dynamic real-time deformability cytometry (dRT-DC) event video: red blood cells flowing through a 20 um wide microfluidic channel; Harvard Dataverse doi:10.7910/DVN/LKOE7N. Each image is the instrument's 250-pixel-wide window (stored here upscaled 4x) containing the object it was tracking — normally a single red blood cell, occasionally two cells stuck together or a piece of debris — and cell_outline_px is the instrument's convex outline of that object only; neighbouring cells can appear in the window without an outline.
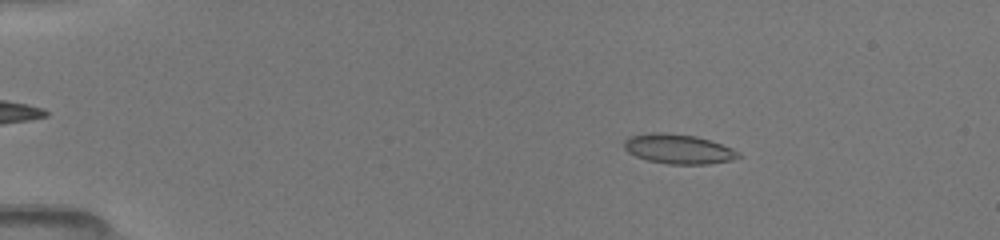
{"species": "common noctule bat (a hibernating species)", "species_latin": "Nyctalus noctula", "temperature_condition": "room temperature", "stored_images_in_passage": 51, "camera_frame_rate_fps": 3000, "um_per_image_px": 0.085, "animal": {"sex": "female", "body_mass_g": 19.5, "forearm_length_mm": 54.1}, "frame": {"image": 1, "passage_image": 9, "time_ms": 2.667, "image_size_px": [1000, 240], "cell_outline_px": [[740, 156], [732, 160], [708, 164], [668, 164], [648, 160], [636, 156], [628, 152], [624, 148], [624, 140], [632, 136], [648, 132], [664, 132], [696, 136], [732, 148], [740, 152]], "centroid_in_image_um": [57.65, 12.66], "position_along_channel_um": 27.3, "area_um2": 19.65}}
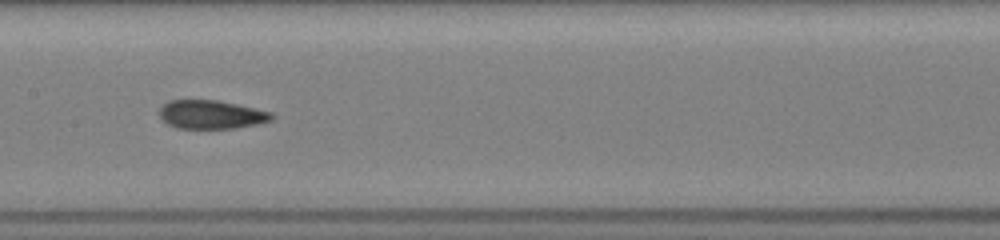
{"frame": {"image": 2, "passage_image": 27, "time_ms": 8.667, "image_size_px": [1000, 240], "cell_outline_px": [[276, 116], [272, 120], [256, 124], [236, 128], [176, 128], [168, 124], [160, 116], [160, 108], [168, 100], [216, 100], [236, 104], [272, 112]], "centroid_in_image_um": [17.98, 9.73], "position_along_channel_um": 189.4, "area_um2": 18.61}}
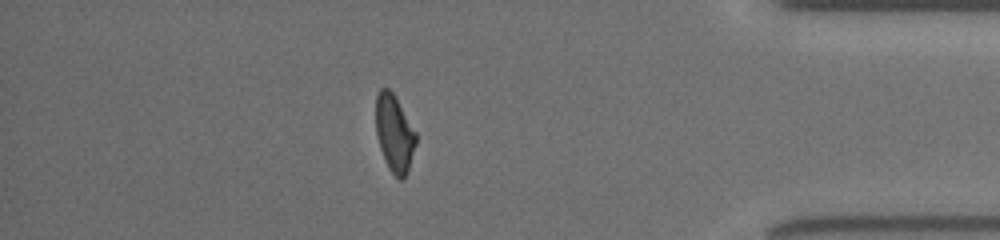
{"frame": {"image": 3, "passage_image": 45, "time_ms": 14.667, "image_size_px": [1000, 240], "cell_outline_px": [[416, 144], [408, 168], [404, 176], [400, 180], [388, 168], [380, 148], [376, 136], [376, 96], [380, 88], [388, 88], [392, 92], [416, 132]], "centroid_in_image_um": [33.5, 11.32], "position_along_channel_um": 401.7, "area_um2": 17.69}, "authors_computed_cell_mechanics": {"area_um2": 18.9584, "velocity_mm_per_s": 4.0556, "shape_relaxation_time_tau1_ms": 6.3647, "shape_relaxation_time_tau2_ms": 1.863, "deformation_change_tau1": 0.2032, "deformation_change_tau2": 0.0929}}